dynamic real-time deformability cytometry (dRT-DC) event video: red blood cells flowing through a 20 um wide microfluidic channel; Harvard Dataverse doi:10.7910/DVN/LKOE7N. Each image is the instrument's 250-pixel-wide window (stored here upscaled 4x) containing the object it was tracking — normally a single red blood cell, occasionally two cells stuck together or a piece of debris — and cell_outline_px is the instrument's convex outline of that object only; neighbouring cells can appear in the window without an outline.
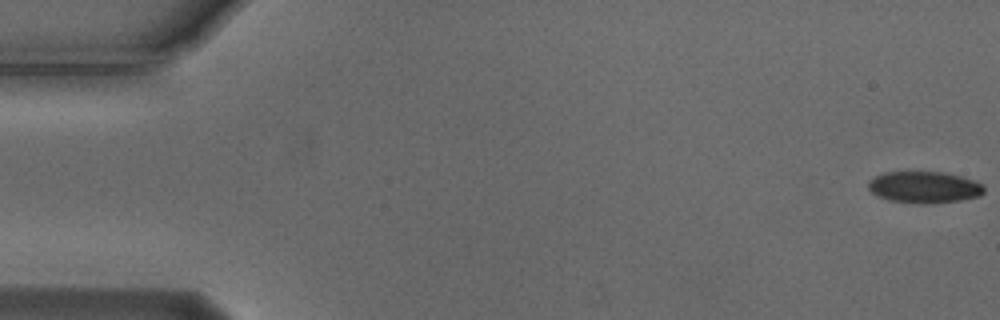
{"species": "Egyptian fruit bat (a non-hibernating species)", "species_latin": "Rousettus aegyptiacus", "temperature_condition": "cold", "stored_images_in_passage": 44, "camera_frame_rate_fps": 3000, "um_per_image_px": 0.085, "animal": {"sex": "male"}, "frame": {"image": 1, "passage_image": 1, "time_ms": 0.0, "image_size_px": [1000, 320], "cell_outline_px": [[984, 192], [980, 196], [960, 200], [932, 204], [920, 204], [888, 200], [876, 196], [868, 188], [868, 180], [884, 172], [944, 172], [960, 176], [984, 184]], "centroid_in_image_um": [78.55, 15.92], "position_along_channel_um": 6.5, "area_um2": 21.5}}
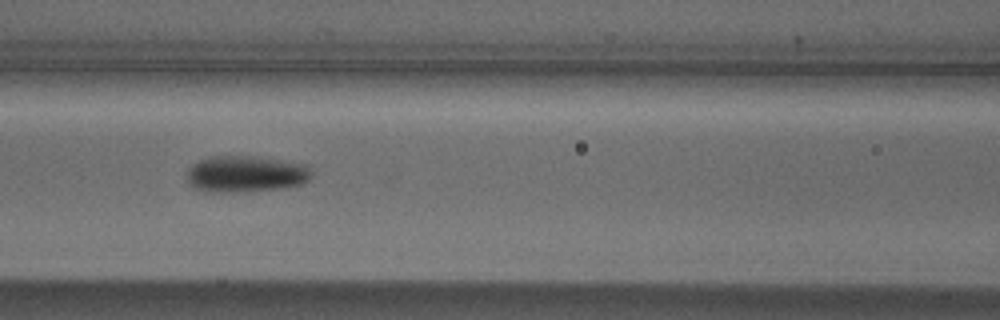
{"frame": {"image": 2, "passage_image": 24, "time_ms": 7.667, "image_size_px": [1000, 320], "cell_outline_px": [[312, 172], [308, 180], [304, 184], [280, 188], [236, 192], [204, 192], [188, 184], [188, 168], [192, 164], [208, 156], [252, 156], [300, 164], [308, 168]], "centroid_in_image_um": [20.82, 14.8], "position_along_channel_um": 145.8, "area_um2": 26.24}}
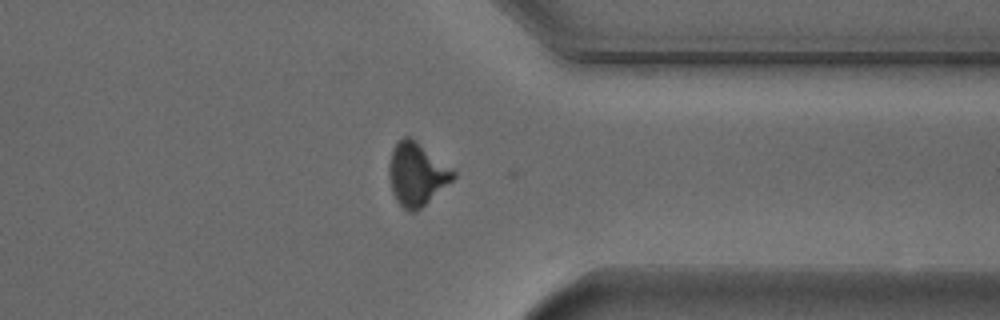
{"frame": {"image": 3, "passage_image": 43, "time_ms": 14.0, "image_size_px": [1000, 320], "cell_outline_px": [[456, 176], [452, 180], [416, 212], [408, 212], [396, 200], [392, 192], [388, 176], [388, 164], [392, 152], [396, 144], [404, 136], [412, 136], [456, 172]], "centroid_in_image_um": [35.4, 14.79], "position_along_channel_um": 376.0, "area_um2": 23.47}, "authors_computed_cell_mechanics": {"area_um2": 23.7847, "velocity_mm_per_s": 3.7286, "shape_relaxation_time_tau1_ms": 2.4443, "shape_relaxation_time_tau2_ms": null, "deformation_change_tau1": 0.124, "deformation_change_tau2": null}}